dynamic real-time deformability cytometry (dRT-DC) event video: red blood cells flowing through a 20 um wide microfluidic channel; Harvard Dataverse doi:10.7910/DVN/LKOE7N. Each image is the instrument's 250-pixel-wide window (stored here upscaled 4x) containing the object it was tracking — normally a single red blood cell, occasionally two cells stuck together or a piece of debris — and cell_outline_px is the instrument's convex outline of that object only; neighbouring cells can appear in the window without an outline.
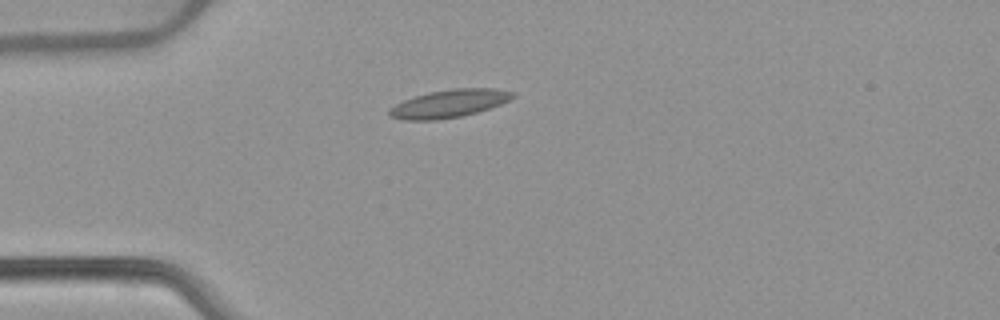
{"species": "common noctule bat (a hibernating species)", "species_latin": "Nyctalus noctula", "temperature_condition": "warm", "stored_images_in_passage": 6, "camera_frame_rate_fps": 3000, "um_per_image_px": 0.085, "animal": {"sex": "female", "body_mass_g": 22.7, "forearm_length_mm": 54.2}, "frame": {"image": 1, "passage_image": 3, "time_ms": 3.333, "image_size_px": [1000, 320], "cell_outline_px": [[516, 96], [500, 104], [476, 112], [460, 116], [436, 120], [404, 120], [388, 116], [388, 108], [404, 100], [428, 92], [452, 88], [496, 88], [516, 92]], "centroid_in_image_um": [38.17, 8.79], "position_along_channel_um": 46.8, "area_um2": 20.06}}
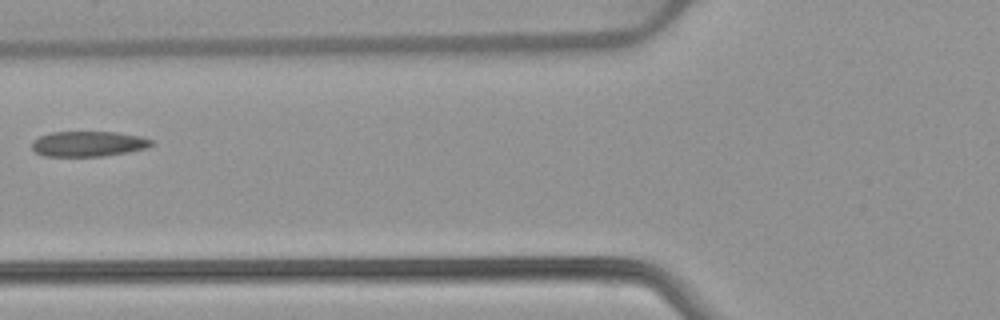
{"frame": {"image": 2, "passage_image": 5, "time_ms": 5.667, "image_size_px": [1000, 320], "cell_outline_px": [[156, 144], [148, 148], [128, 152], [104, 156], [44, 156], [36, 152], [32, 148], [32, 140], [40, 136], [52, 132], [116, 132], [140, 136], [152, 140]], "centroid_in_image_um": [7.54, 12.23], "position_along_channel_um": 118.3, "area_um2": 17.74}}
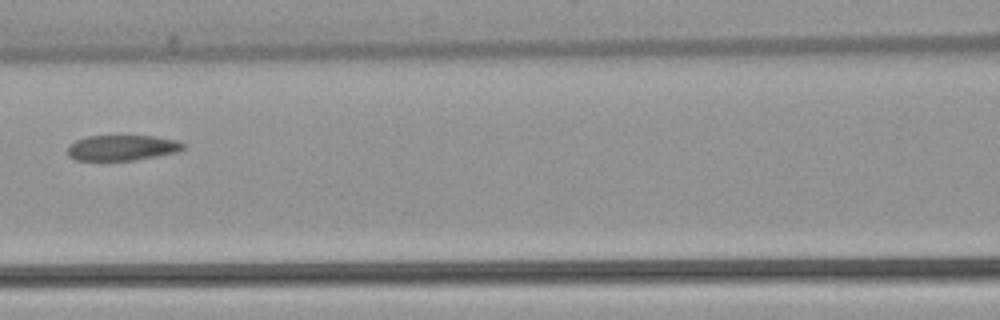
{"frame": {"image": 3, "passage_image": 6, "time_ms": 6.667, "image_size_px": [1000, 320], "cell_outline_px": [[188, 144], [184, 148], [176, 152], [136, 160], [76, 160], [68, 156], [68, 144], [76, 140], [88, 136], [152, 136], [176, 140]], "centroid_in_image_um": [10.38, 12.56], "position_along_channel_um": 156.2, "area_um2": 17.17}}